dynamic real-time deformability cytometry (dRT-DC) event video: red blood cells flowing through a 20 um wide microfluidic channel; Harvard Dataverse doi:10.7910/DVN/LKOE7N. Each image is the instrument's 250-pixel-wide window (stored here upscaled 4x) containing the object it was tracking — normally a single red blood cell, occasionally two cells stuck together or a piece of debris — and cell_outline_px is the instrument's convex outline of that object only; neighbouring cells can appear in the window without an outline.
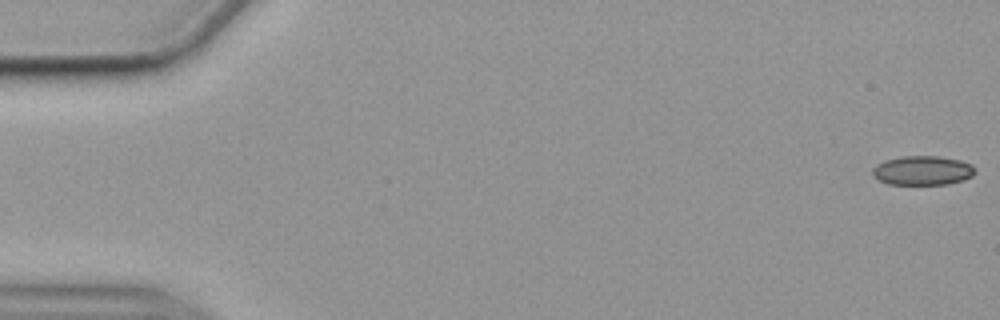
{"species": "common noctule bat (a hibernating species)", "species_latin": "Nyctalus noctula", "temperature_condition": "cold", "stored_images_in_passage": 57, "camera_frame_rate_fps": 3000, "um_per_image_px": 0.085, "animal": {"sex": "female", "body_mass_g": 19.9}, "frame": {"image": 1, "passage_image": 1, "time_ms": 0.0, "image_size_px": [1000, 320], "cell_outline_px": [[976, 172], [972, 176], [964, 180], [948, 184], [888, 184], [872, 176], [872, 168], [876, 164], [884, 160], [900, 156], [940, 156], [960, 160], [972, 164], [976, 168]], "centroid_in_image_um": [78.43, 14.48], "position_along_channel_um": 6.6, "area_um2": 17.74}}
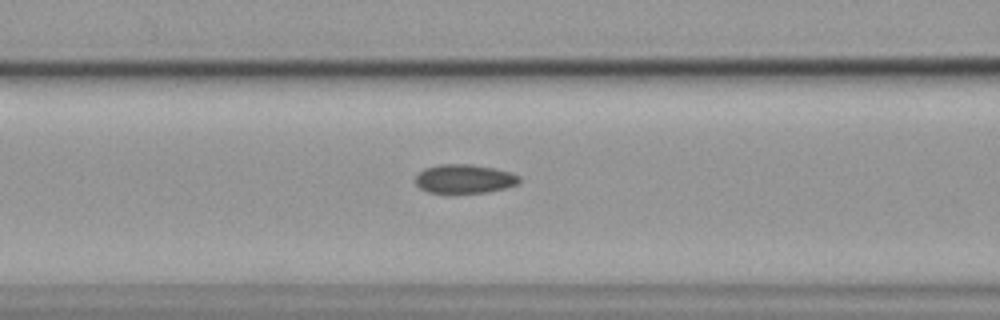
{"frame": {"image": 2, "passage_image": 23, "time_ms": 7.333, "image_size_px": [1000, 320], "cell_outline_px": [[520, 180], [516, 184], [504, 188], [488, 192], [428, 192], [420, 188], [416, 184], [416, 176], [424, 168], [436, 164], [472, 164], [496, 168], [520, 176]], "centroid_in_image_um": [39.46, 15.18], "position_along_channel_um": 127.1, "area_um2": 17.34}}
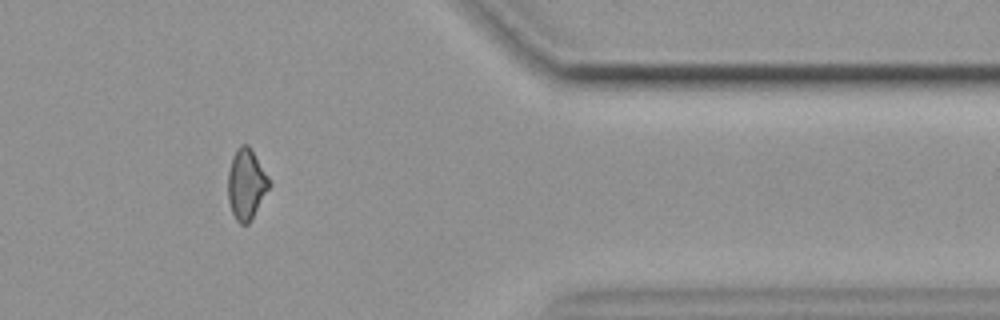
{"frame": {"image": 3, "passage_image": 47, "time_ms": 15.333, "image_size_px": [1000, 320], "cell_outline_px": [[272, 184], [248, 224], [240, 224], [236, 220], [232, 212], [228, 200], [228, 172], [232, 156], [236, 148], [240, 144], [248, 144], [268, 176]], "centroid_in_image_um": [20.93, 15.64], "position_along_channel_um": 390.5, "area_um2": 16.94}, "authors_computed_cell_mechanics": {"area_um2": 17.629, "velocity_mm_per_s": 3.5621, "shape_relaxation_time_tau1_ms": null, "shape_relaxation_time_tau2_ms": 3.8981, "deformation_change_tau1": null, "deformation_change_tau2": 0.0874}}